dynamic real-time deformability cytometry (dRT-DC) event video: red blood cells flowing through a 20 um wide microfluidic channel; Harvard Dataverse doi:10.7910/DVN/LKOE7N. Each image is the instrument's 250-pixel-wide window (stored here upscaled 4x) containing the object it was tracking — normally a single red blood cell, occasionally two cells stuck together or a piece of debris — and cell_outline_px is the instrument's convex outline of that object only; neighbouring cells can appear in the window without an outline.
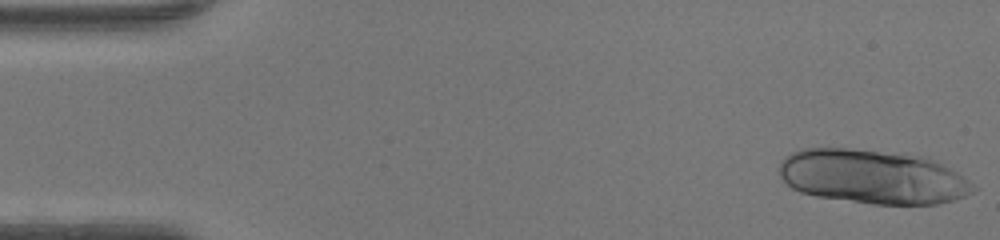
{"species": "human", "species_latin": "Homo sapiens", "temperature_condition": "warm", "stored_images_in_passage": 47, "camera_frame_rate_fps": 3000, "um_per_image_px": 0.085, "donor": {"sex": "female"}, "frame": {"image": 1, "passage_image": 1, "time_ms": 0.0, "image_size_px": [1000, 240], "cell_outline_px": [[976, 188], [972, 192], [956, 200], [936, 204], [872, 204], [816, 196], [800, 192], [792, 188], [780, 176], [776, 168], [780, 160], [792, 152], [800, 148], [848, 148], [928, 156], [936, 160], [964, 176]], "centroid_in_image_um": [74.15, 15.01], "position_along_channel_um": 10.9, "area_um2": 61.73}}
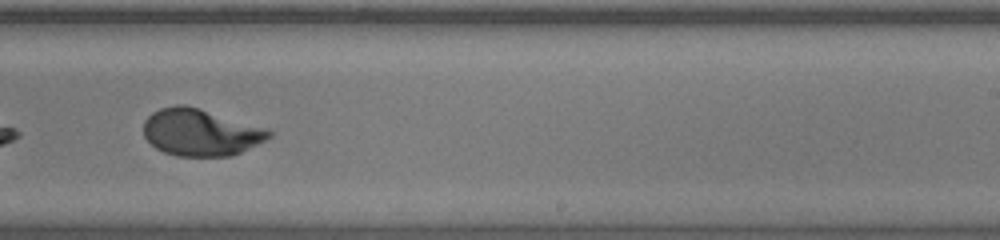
{"frame": {"image": 2, "passage_image": 29, "time_ms": 9.333, "image_size_px": [1000, 240], "cell_outline_px": [[272, 136], [232, 156], [176, 156], [164, 152], [156, 148], [144, 136], [144, 120], [152, 112], [160, 108], [176, 104], [184, 104], [200, 108], [268, 128], [272, 132]], "centroid_in_image_um": [17.04, 11.23], "position_along_channel_um": 272.0, "area_um2": 34.33}}
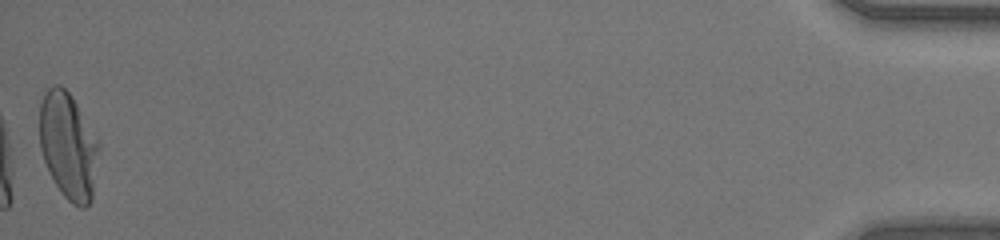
{"frame": {"image": 3, "passage_image": 47, "time_ms": 15.333, "image_size_px": [1000, 240], "cell_outline_px": [[100, 148], [92, 200], [84, 208], [80, 208], [72, 204], [60, 192], [48, 172], [40, 148], [40, 104], [44, 92], [52, 84], [60, 84], [72, 96], [100, 144]], "centroid_in_image_um": [5.8, 12.42], "position_along_channel_um": 429.4, "area_um2": 37.11}, "authors_computed_cell_mechanics": {"area_um2": 35.0846, "velocity_mm_per_s": 4.3553, "shape_relaxation_time_tau1_ms": 4.3808, "shape_relaxation_time_tau2_ms": null, "deformation_change_tau1": 0.264, "deformation_change_tau2": null}}